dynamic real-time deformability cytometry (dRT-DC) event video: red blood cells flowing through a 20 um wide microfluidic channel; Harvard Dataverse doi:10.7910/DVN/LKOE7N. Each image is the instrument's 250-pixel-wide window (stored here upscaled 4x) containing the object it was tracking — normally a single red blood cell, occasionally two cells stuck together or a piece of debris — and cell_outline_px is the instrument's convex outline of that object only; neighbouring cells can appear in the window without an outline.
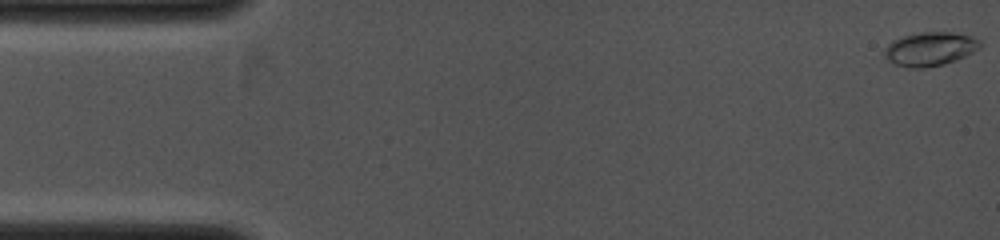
{"species": "common noctule bat (a hibernating species)", "species_latin": "Nyctalus noctula", "temperature_condition": "cold", "stored_images_in_passage": 9, "camera_frame_rate_fps": 4000, "um_per_image_px": 0.085, "animal": {"sex": "female", "body_mass_g": 19.0, "forearm_length_mm": 53.3}, "frame": {"image": 1, "passage_image": 1, "time_ms": 0.0, "image_size_px": [1000, 240], "cell_outline_px": [[984, 44], [980, 48], [956, 60], [944, 64], [924, 68], [912, 68], [896, 64], [888, 60], [884, 56], [884, 48], [892, 40], [904, 36], [920, 32], [952, 32], [972, 36], [980, 40]], "centroid_in_image_um": [79.07, 4.15], "position_along_channel_um": 5.9, "area_um2": 18.9}}
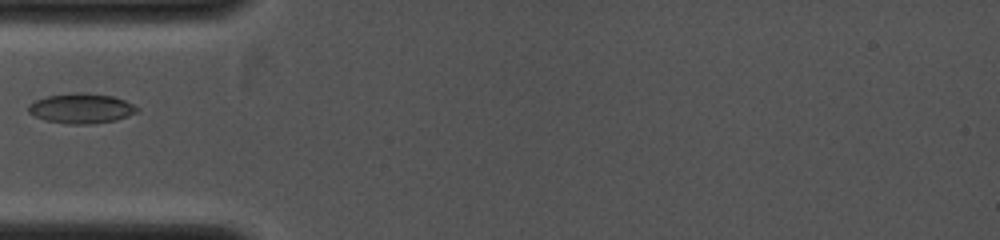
{"frame": {"image": 2, "passage_image": 7, "time_ms": 3.75, "image_size_px": [1000, 240], "cell_outline_px": [[140, 108], [136, 112], [128, 116], [116, 120], [92, 124], [68, 124], [44, 120], [28, 112], [28, 104], [36, 100], [48, 96], [72, 92], [84, 92], [112, 96], [124, 100]], "centroid_in_image_um": [6.9, 9.21], "position_along_channel_um": 78.1, "area_um2": 19.02}}
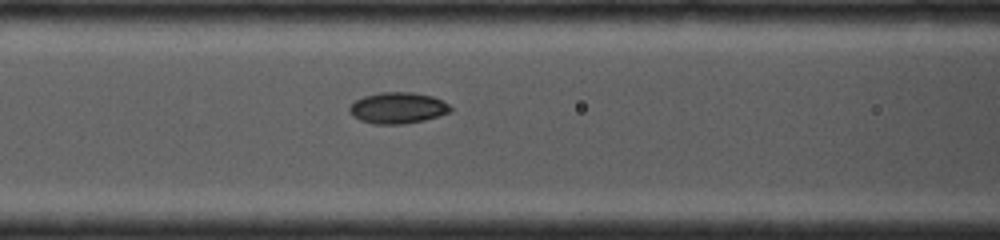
{"frame": {"image": 3, "passage_image": 9, "time_ms": 4.75, "image_size_px": [1000, 240], "cell_outline_px": [[452, 112], [424, 120], [404, 124], [372, 124], [360, 120], [352, 116], [348, 112], [348, 108], [356, 100], [364, 96], [380, 92], [412, 92], [432, 96], [448, 104], [452, 108]], "centroid_in_image_um": [33.79, 9.18], "position_along_channel_um": 132.8, "area_um2": 18.44}}